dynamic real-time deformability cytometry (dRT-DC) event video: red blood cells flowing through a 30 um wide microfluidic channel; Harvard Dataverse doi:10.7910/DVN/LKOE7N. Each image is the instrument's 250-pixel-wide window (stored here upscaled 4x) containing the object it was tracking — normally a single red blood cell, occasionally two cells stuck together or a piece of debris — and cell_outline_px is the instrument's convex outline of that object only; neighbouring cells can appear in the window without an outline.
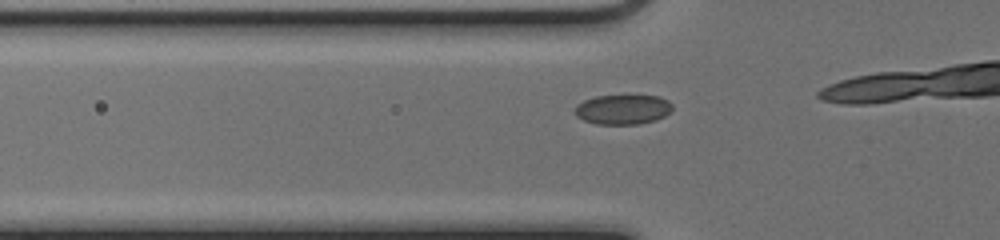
{"species": "common noctule bat (a hibernating species)", "species_latin": "Nyctalus noctula", "temperature_condition": "cold", "stored_images_in_passage": 17, "camera_frame_rate_fps": 3000, "um_per_image_px": 0.085, "animal": {"sex": "female", "body_mass_g": 17.0, "forearm_length_mm": 48.0}, "frame": {"image": 1, "passage_image": 13, "time_ms": 4.0, "image_size_px": [1000, 240], "cell_outline_px": [[672, 108], [664, 116], [656, 120], [640, 124], [596, 124], [584, 120], [576, 116], [576, 104], [584, 100], [596, 96], [660, 96], [668, 100], [672, 104]], "centroid_in_image_um": [52.94, 9.31], "position_along_channel_um": 72.9, "area_um2": 16.82}}
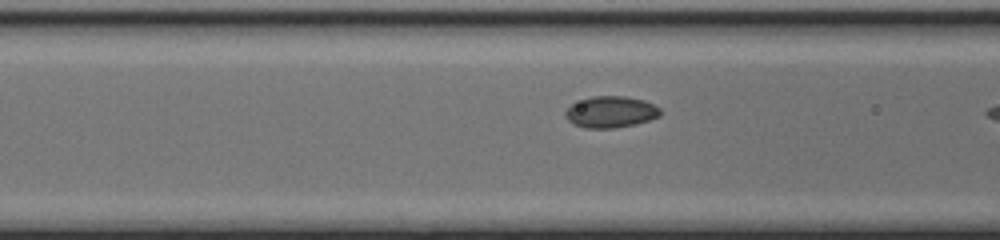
{"frame": {"image": 2, "passage_image": 16, "time_ms": 5.0, "image_size_px": [1000, 240], "cell_outline_px": [[660, 116], [636, 124], [616, 128], [584, 128], [572, 124], [564, 116], [564, 112], [572, 104], [592, 96], [624, 96], [644, 100], [660, 108]], "centroid_in_image_um": [51.89, 9.53], "position_along_channel_um": 114.7, "area_um2": 17.4}}